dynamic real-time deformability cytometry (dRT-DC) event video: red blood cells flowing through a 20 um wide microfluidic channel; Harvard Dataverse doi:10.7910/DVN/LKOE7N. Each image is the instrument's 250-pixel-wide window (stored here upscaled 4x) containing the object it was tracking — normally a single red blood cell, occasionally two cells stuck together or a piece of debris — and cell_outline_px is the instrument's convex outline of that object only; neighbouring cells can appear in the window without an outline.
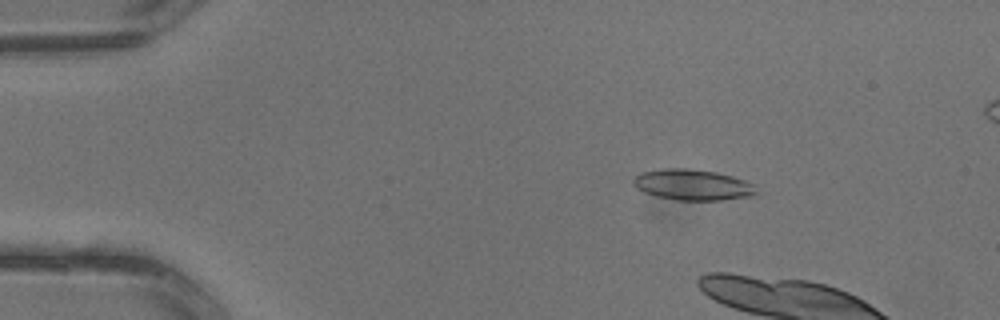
{"species": "common noctule bat (a hibernating species)", "species_latin": "Nyctalus noctula", "temperature_condition": "warm", "stored_images_in_passage": 4, "camera_frame_rate_fps": 3000, "um_per_image_px": 0.085, "animal": {"sex": "male", "body_mass_g": 13.3}, "frame": {"image": 1, "passage_image": 1, "time_ms": 0.0, "image_size_px": [1000, 320], "cell_outline_px": [[756, 192], [752, 196], [724, 200], [676, 200], [656, 196], [644, 192], [636, 188], [632, 184], [632, 180], [640, 172], [664, 168], [684, 168], [716, 172], [732, 176], [756, 184]], "centroid_in_image_um": [58.87, 15.71], "position_along_channel_um": 26.1, "area_um2": 22.25}}
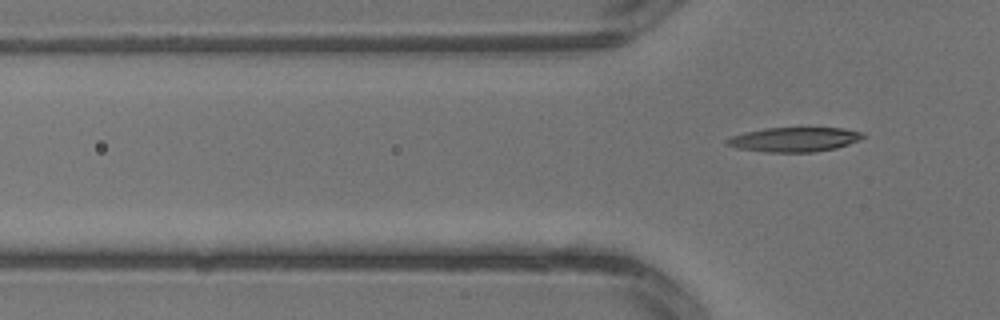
{"frame": {"image": 2, "passage_image": 4, "time_ms": 1.0, "image_size_px": [1000, 320], "cell_outline_px": [[864, 136], [860, 140], [836, 148], [812, 152], [764, 152], [736, 148], [724, 144], [724, 140], [732, 136], [744, 132], [764, 128], [844, 128], [860, 132]], "centroid_in_image_um": [67.45, 11.86], "position_along_channel_um": 58.4, "area_um2": 19.42}}